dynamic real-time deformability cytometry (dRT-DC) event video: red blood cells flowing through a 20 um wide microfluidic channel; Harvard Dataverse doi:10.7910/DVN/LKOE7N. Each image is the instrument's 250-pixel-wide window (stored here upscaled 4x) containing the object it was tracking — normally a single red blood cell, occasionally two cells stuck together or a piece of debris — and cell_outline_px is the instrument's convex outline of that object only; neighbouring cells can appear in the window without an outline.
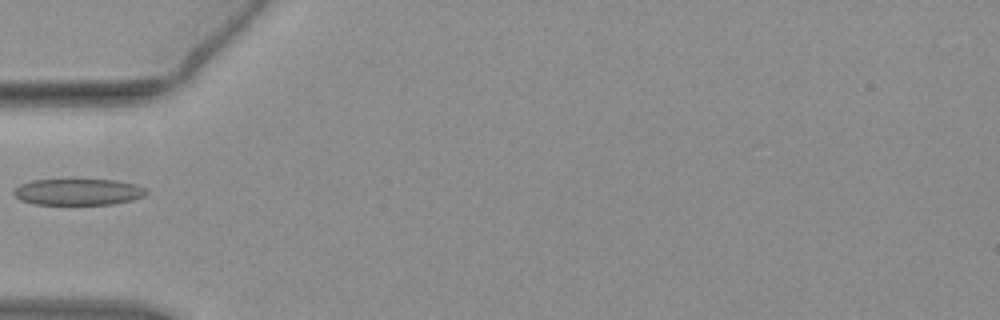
{"species": "common noctule bat (a hibernating species)", "species_latin": "Nyctalus noctula", "temperature_condition": "warm", "stored_images_in_passage": 37, "camera_frame_rate_fps": 3000, "um_per_image_px": 0.085, "animal": {"sex": "female", "body_mass_g": 19.3, "forearm_length_mm": 54.1}, "frame": {"image": 1, "passage_image": 1, "time_ms": 0.0, "image_size_px": [1000, 320], "cell_outline_px": [[148, 192], [144, 196], [132, 200], [112, 204], [36, 204], [20, 200], [12, 192], [20, 184], [32, 180], [116, 180], [136, 184], [144, 188]], "centroid_in_image_um": [6.65, 16.31], "position_along_channel_um": 78.3, "area_um2": 20.23}}
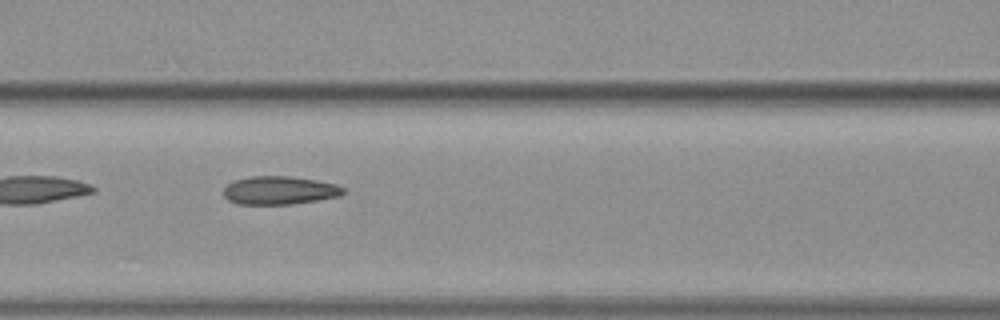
{"frame": {"image": 2, "passage_image": 6, "time_ms": 1.667, "image_size_px": [1000, 320], "cell_outline_px": [[344, 192], [340, 196], [316, 200], [288, 204], [236, 204], [228, 200], [224, 196], [224, 188], [232, 180], [252, 176], [292, 176], [316, 180], [336, 184], [344, 188]], "centroid_in_image_um": [23.73, 16.17], "position_along_channel_um": 142.9, "area_um2": 19.71}}
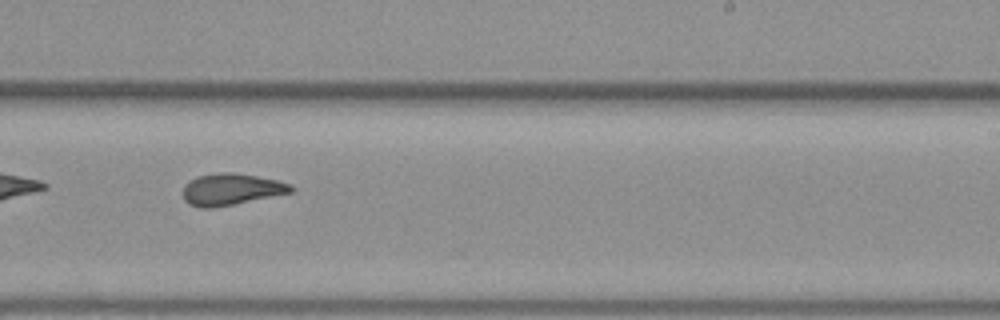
{"frame": {"image": 3, "passage_image": 16, "time_ms": 5.0, "image_size_px": [1000, 320], "cell_outline_px": [[296, 188], [292, 192], [212, 208], [200, 208], [188, 204], [184, 200], [184, 184], [188, 180], [196, 176], [220, 172], [236, 172], [276, 180], [292, 184]], "centroid_in_image_um": [19.62, 16.08], "position_along_channel_um": 269.4, "area_um2": 19.94}}